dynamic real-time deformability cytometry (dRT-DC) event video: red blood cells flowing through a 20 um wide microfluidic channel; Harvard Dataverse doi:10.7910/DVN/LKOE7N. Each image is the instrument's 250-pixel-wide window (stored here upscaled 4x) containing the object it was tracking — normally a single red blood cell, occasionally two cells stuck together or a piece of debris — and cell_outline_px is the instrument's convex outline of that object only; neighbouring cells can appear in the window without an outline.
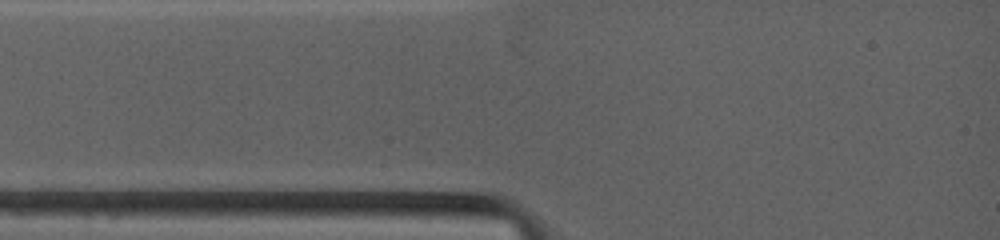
{"species": "common noctule bat (a hibernating species)", "species_latin": "Nyctalus noctula", "temperature_condition": "warm", "stored_images_in_passage": 1, "camera_frame_rate_fps": 4500, "um_per_image_px": 0.085, "animal": {"sex": "female", "body_mass_g": 19.0, "forearm_length_mm": 53.3}, "frame": {"image": 1, "passage_image": 1, "time_ms": 0.0, "image_size_px": [1000, 240], "cell_outline_px": [[520, 108], [500, 136], [496, 140], [488, 140], [476, 120], [476, 96], [500, 88], [512, 88], [520, 96]], "centroid_in_image_um": [42.21, 9.44], "position_along_channel_um": 42.8, "area_um2": 12.08}}